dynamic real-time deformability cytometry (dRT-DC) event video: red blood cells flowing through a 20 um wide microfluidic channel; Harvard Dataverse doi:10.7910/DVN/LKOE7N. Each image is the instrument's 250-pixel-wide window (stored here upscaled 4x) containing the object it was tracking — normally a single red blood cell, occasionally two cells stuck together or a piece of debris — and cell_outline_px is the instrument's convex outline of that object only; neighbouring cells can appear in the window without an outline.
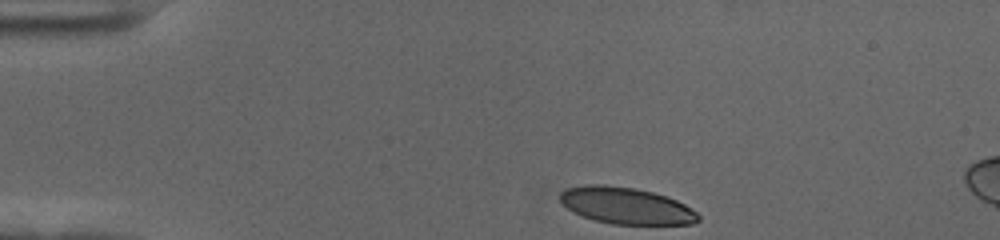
{"species": "human", "species_latin": "Homo sapiens", "temperature_condition": "cold", "stored_images_in_passage": 7, "camera_frame_rate_fps": 3000, "um_per_image_px": 0.085, "donor": {"sex": "female"}, "frame": {"image": 1, "passage_image": 1, "time_ms": 0.0, "image_size_px": [1000, 240], "cell_outline_px": [[700, 220], [692, 224], [612, 224], [580, 216], [568, 208], [560, 200], [560, 192], [568, 188], [588, 184], [604, 184], [632, 188], [652, 192], [676, 200], [684, 204], [696, 212], [700, 216]], "centroid_in_image_um": [53.21, 17.49], "position_along_channel_um": 31.8, "area_um2": 29.25}}